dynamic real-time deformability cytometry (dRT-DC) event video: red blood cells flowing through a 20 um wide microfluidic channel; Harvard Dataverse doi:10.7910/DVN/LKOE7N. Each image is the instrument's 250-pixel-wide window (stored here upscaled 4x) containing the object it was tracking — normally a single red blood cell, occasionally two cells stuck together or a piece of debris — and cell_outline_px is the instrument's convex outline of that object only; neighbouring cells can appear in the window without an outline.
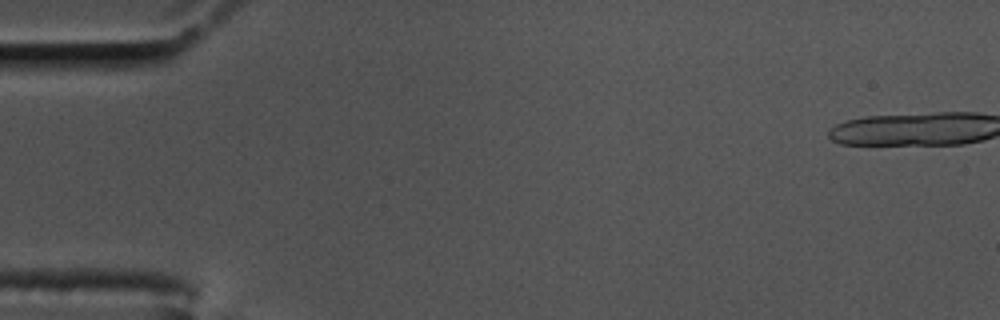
{"species": "common noctule bat (a hibernating species)", "species_latin": "Nyctalus noctula", "temperature_condition": "cold", "stored_images_in_passage": 2, "camera_frame_rate_fps": 3000, "um_per_image_px": 0.085, "animal": {"sex": "male", "body_mass_g": 17.5, "forearm_length_mm": 52.3}, "frame": {"image": 1, "passage_image": 1, "time_ms": 0.0, "image_size_px": [1000, 320], "cell_outline_px": [[920, 140], [900, 144], [852, 144], [856, 120], [916, 120]], "centroid_in_image_um": [75.26, 11.22], "position_along_channel_um": 9.7, "area_um2": 10.87}}